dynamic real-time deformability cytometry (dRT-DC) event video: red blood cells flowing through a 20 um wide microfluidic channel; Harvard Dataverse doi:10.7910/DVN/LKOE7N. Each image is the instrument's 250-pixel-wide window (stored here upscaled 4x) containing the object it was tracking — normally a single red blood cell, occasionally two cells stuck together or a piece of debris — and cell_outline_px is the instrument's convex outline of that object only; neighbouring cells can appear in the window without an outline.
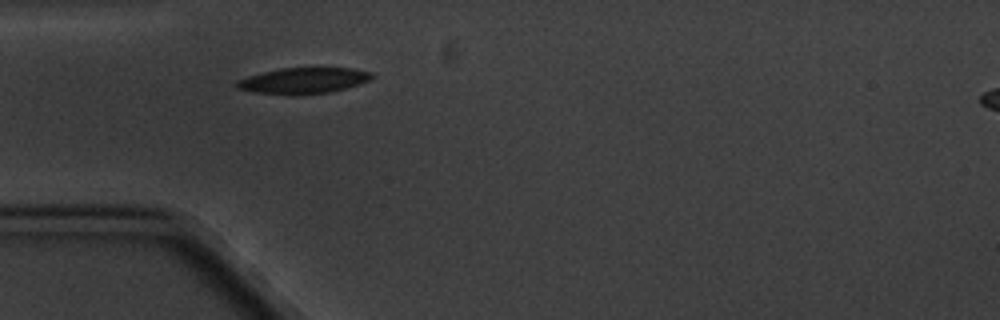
{"species": "common noctule bat (a hibernating species)", "species_latin": "Nyctalus noctula", "temperature_condition": "cold", "stored_images_in_passage": 1, "camera_frame_rate_fps": 3000, "um_per_image_px": 0.085, "animal": {"sex": "male", "body_mass_g": 20.1, "forearm_length_mm": 53.5}, "frame": {"image": 1, "passage_image": 1, "time_ms": 0.0, "image_size_px": [1000, 320], "cell_outline_px": [[376, 76], [372, 80], [348, 88], [332, 92], [252, 92], [236, 88], [232, 84], [236, 80], [248, 76], [280, 68], [352, 68], [372, 72]], "centroid_in_image_um": [25.85, 6.81], "position_along_channel_um": 59.1, "area_um2": 19.88}}